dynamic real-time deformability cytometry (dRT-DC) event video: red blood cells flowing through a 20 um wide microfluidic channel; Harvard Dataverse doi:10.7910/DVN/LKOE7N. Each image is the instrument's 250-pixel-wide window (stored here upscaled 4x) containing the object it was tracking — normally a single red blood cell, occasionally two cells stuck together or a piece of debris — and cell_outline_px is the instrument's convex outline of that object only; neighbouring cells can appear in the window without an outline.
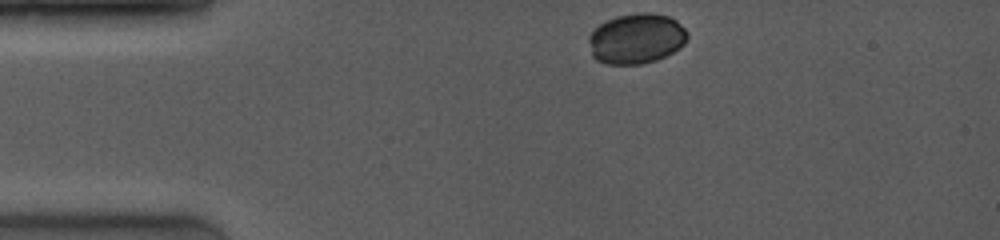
{"species": "common noctule bat (a hibernating species)", "species_latin": "Nyctalus noctula", "temperature_condition": "room temperature", "stored_images_in_passage": 19, "camera_frame_rate_fps": 4000, "um_per_image_px": 0.085, "animal": {"sex": "female", "body_mass_g": 19.0, "forearm_length_mm": 53.3}, "frame": {"image": 1, "passage_image": 1, "time_ms": 0.0, "image_size_px": [1000, 240], "cell_outline_px": [[688, 36], [684, 44], [680, 48], [656, 60], [640, 64], [608, 64], [596, 60], [592, 56], [588, 40], [588, 36], [600, 24], [616, 16], [636, 12], [648, 12], [668, 16], [676, 20], [688, 32]], "centroid_in_image_um": [54.09, 3.27], "position_along_channel_um": 30.9, "area_um2": 28.96}}
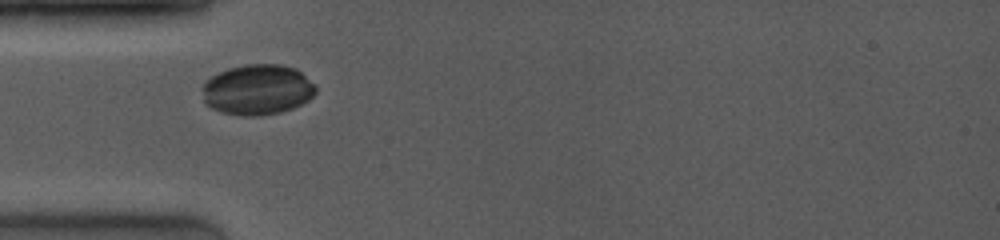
{"frame": {"image": 2, "passage_image": 6, "time_ms": 2.0, "image_size_px": [1000, 240], "cell_outline_px": [[316, 92], [308, 100], [292, 108], [280, 112], [260, 116], [240, 116], [220, 112], [204, 104], [200, 88], [212, 76], [228, 68], [244, 64], [280, 64], [296, 68], [316, 84]], "centroid_in_image_um": [21.86, 7.62], "position_along_channel_um": 63.1, "area_um2": 33.76}}